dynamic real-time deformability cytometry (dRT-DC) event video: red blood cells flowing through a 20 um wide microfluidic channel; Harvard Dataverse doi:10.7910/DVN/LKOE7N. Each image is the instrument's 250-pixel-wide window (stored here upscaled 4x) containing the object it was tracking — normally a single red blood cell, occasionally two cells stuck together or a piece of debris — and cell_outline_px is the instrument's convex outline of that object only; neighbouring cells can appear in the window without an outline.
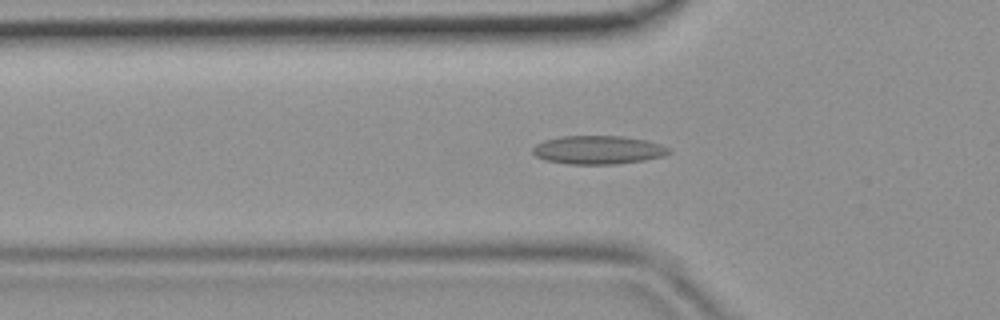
{"species": "common noctule bat (a hibernating species)", "species_latin": "Nyctalus noctula", "temperature_condition": "room temperature", "stored_images_in_passage": 34, "camera_frame_rate_fps": 3000, "um_per_image_px": 0.085, "animal": {"sex": "female", "body_mass_g": 19.9}, "frame": {"image": 1, "passage_image": 10, "time_ms": 3.0, "image_size_px": [1000, 320], "cell_outline_px": [[672, 152], [664, 156], [644, 160], [616, 164], [568, 164], [544, 160], [536, 156], [532, 152], [532, 148], [536, 144], [544, 140], [560, 136], [624, 136], [644, 140], [660, 144], [668, 148]], "centroid_in_image_um": [50.82, 12.74], "position_along_channel_um": 75.0, "area_um2": 22.66}}
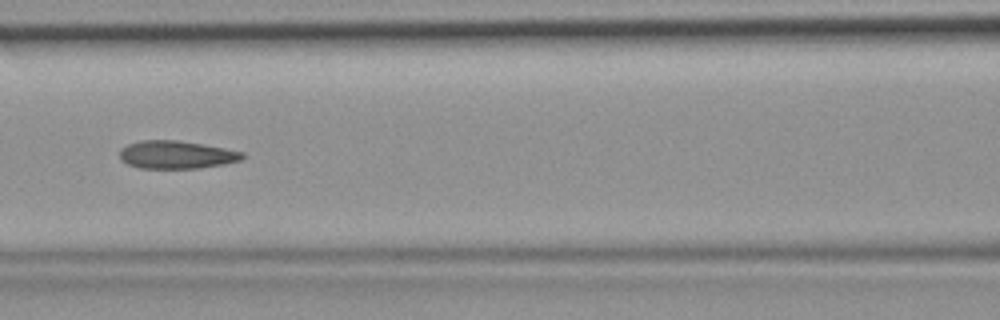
{"frame": {"image": 2, "passage_image": 15, "time_ms": 4.667, "image_size_px": [1000, 320], "cell_outline_px": [[244, 156], [240, 160], [224, 164], [200, 168], [140, 168], [128, 164], [120, 160], [120, 148], [128, 144], [140, 140], [176, 140], [224, 148], [244, 152]], "centroid_in_image_um": [14.96, 13.15], "position_along_channel_um": 151.6, "area_um2": 19.88}}
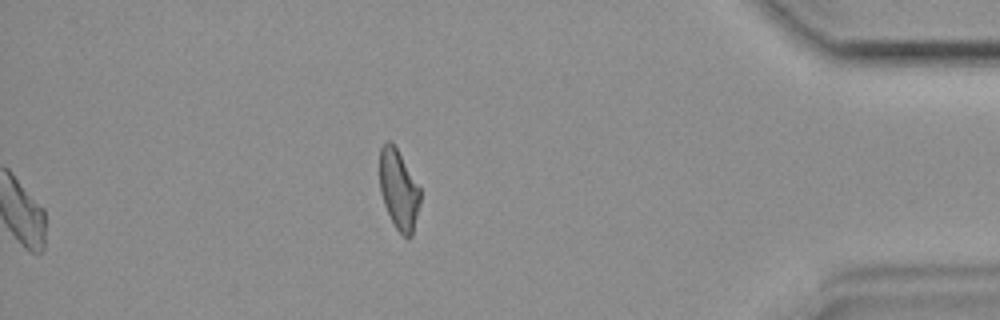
{"frame": {"image": 3, "passage_image": 34, "time_ms": 11.0, "image_size_px": [1000, 320], "cell_outline_px": [[420, 204], [412, 236], [408, 240], [396, 228], [384, 204], [380, 192], [380, 148], [388, 140], [392, 140], [420, 188]], "centroid_in_image_um": [33.89, 16.12], "position_along_channel_um": 401.3, "area_um2": 18.79}}